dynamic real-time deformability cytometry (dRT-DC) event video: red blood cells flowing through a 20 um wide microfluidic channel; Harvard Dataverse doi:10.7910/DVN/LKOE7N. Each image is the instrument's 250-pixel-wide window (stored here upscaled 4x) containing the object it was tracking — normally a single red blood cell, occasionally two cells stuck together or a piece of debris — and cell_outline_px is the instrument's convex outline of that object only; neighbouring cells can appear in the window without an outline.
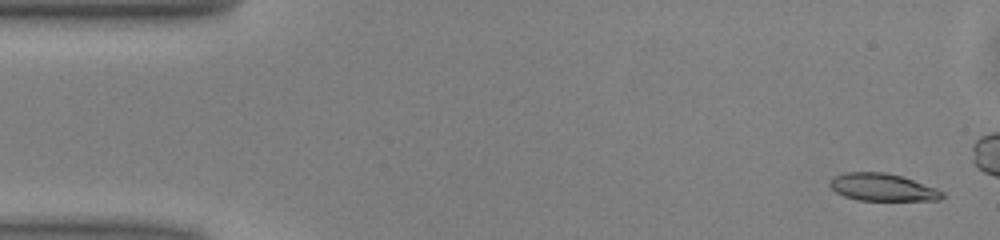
{"species": "common noctule bat (a hibernating species)", "species_latin": "Nyctalus noctula", "temperature_condition": "warm", "stored_images_in_passage": 41, "camera_frame_rate_fps": 3000, "um_per_image_px": 0.085, "animal": {"sex": "male", "body_mass_g": 13.0, "forearm_length_mm": 53.1}, "frame": {"image": 1, "passage_image": 2, "time_ms": 0.333, "image_size_px": [1000, 240], "cell_outline_px": [[944, 196], [940, 200], [856, 200], [844, 196], [836, 192], [828, 184], [836, 176], [844, 172], [884, 172], [900, 176], [936, 188], [944, 192]], "centroid_in_image_um": [75.01, 15.92], "position_along_channel_um": 10.0, "area_um2": 17.74}}
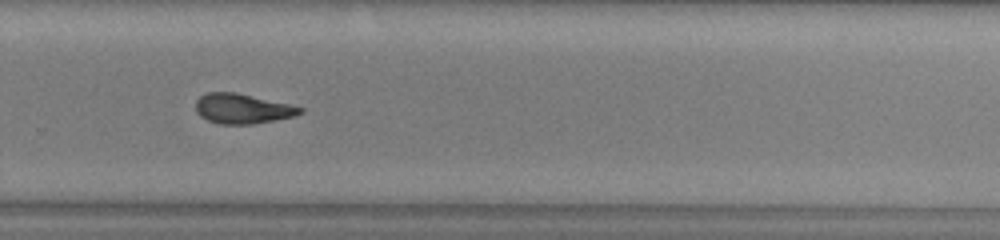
{"frame": {"image": 2, "passage_image": 33, "time_ms": 10.667, "image_size_px": [1000, 240], "cell_outline_px": [[304, 112], [296, 116], [252, 124], [220, 124], [208, 120], [200, 116], [196, 112], [196, 100], [200, 96], [208, 92], [236, 92], [288, 104], [304, 108]], "centroid_in_image_um": [20.6, 9.24], "position_along_channel_um": 309.2, "area_um2": 18.15}}
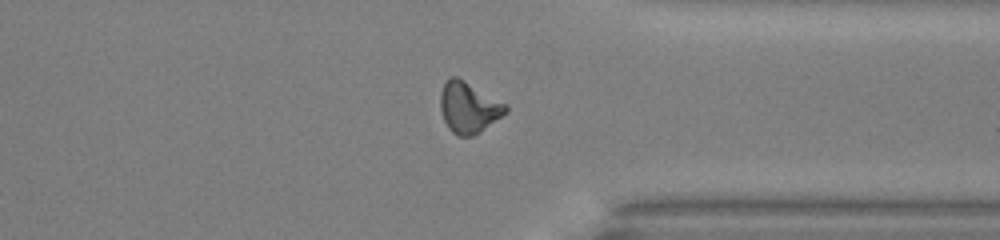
{"frame": {"image": 3, "passage_image": 38, "time_ms": 12.333, "image_size_px": [1000, 240], "cell_outline_px": [[508, 112], [480, 132], [472, 136], [456, 136], [448, 128], [444, 120], [440, 108], [440, 92], [444, 80], [448, 76], [456, 76], [464, 80], [508, 104]], "centroid_in_image_um": [39.83, 9.12], "position_along_channel_um": 371.6, "area_um2": 19.77}}